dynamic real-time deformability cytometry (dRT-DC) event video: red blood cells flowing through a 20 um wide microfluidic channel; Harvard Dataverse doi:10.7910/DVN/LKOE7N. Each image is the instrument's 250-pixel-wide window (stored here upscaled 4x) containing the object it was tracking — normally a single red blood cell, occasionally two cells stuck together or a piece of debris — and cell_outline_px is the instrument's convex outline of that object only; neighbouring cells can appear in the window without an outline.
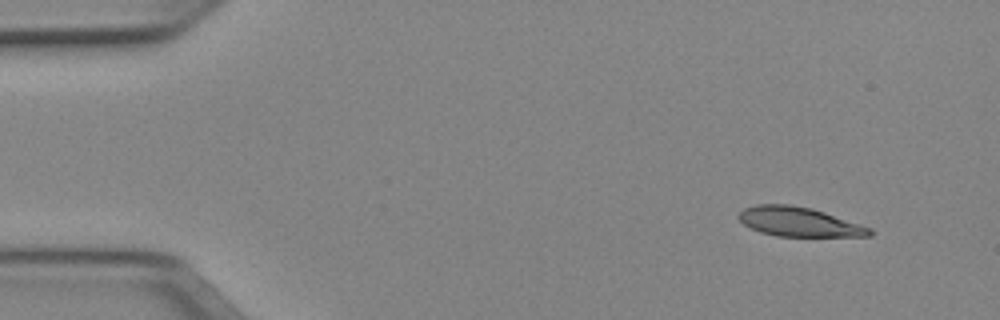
{"species": "Egyptian fruit bat (a non-hibernating species)", "species_latin": "Rousettus aegyptiacus", "temperature_condition": "cold", "stored_images_in_passage": 47, "camera_frame_rate_fps": 3000, "um_per_image_px": 0.085, "animal": {"sex": "female"}, "frame": {"image": 1, "passage_image": 1, "time_ms": 0.0, "image_size_px": [1000, 320], "cell_outline_px": [[872, 236], [776, 236], [760, 232], [744, 224], [740, 220], [740, 212], [744, 208], [756, 204], [788, 204], [812, 208], [872, 228]], "centroid_in_image_um": [67.92, 18.85], "position_along_channel_um": 17.1, "area_um2": 22.2}}
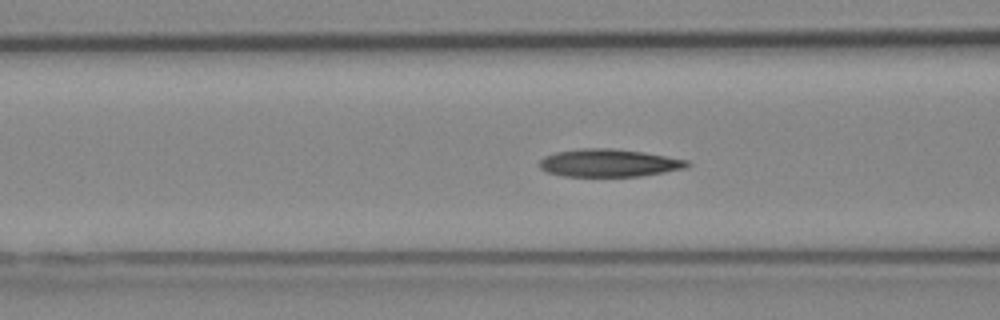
{"frame": {"image": 2, "passage_image": 16, "time_ms": 5.0, "image_size_px": [1000, 320], "cell_outline_px": [[692, 164], [688, 168], [640, 176], [564, 176], [548, 172], [540, 168], [540, 160], [544, 156], [556, 152], [580, 148], [612, 148], [644, 152], [688, 160]], "centroid_in_image_um": [51.79, 13.84], "position_along_channel_um": 114.8, "area_um2": 23.93}}
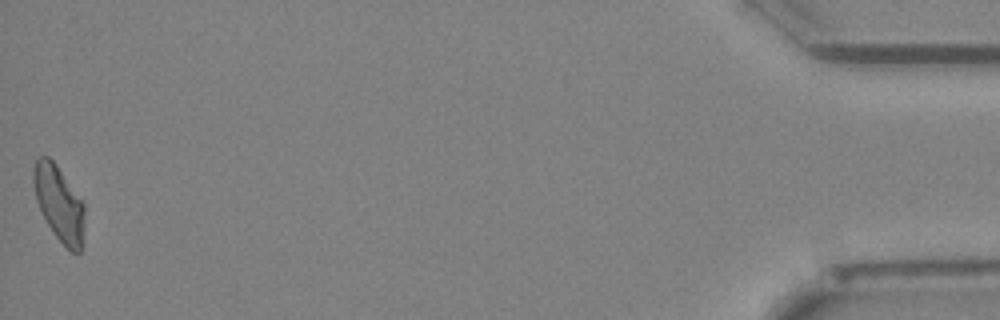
{"frame": {"image": 3, "passage_image": 47, "time_ms": 15.333, "image_size_px": [1000, 320], "cell_outline_px": [[84, 224], [80, 252], [72, 252], [52, 232], [36, 200], [32, 180], [32, 168], [36, 160], [40, 156], [48, 156], [56, 164], [84, 204]], "centroid_in_image_um": [4.99, 17.25], "position_along_channel_um": 430.2, "area_um2": 22.08}, "authors_computed_cell_mechanics": {"area_um2": 23.2934, "velocity_mm_per_s": 3.9709, "shape_relaxation_time_tau1_ms": null, "shape_relaxation_time_tau2_ms": 3.1708, "deformation_change_tau1": null, "deformation_change_tau2": 0.0993}}